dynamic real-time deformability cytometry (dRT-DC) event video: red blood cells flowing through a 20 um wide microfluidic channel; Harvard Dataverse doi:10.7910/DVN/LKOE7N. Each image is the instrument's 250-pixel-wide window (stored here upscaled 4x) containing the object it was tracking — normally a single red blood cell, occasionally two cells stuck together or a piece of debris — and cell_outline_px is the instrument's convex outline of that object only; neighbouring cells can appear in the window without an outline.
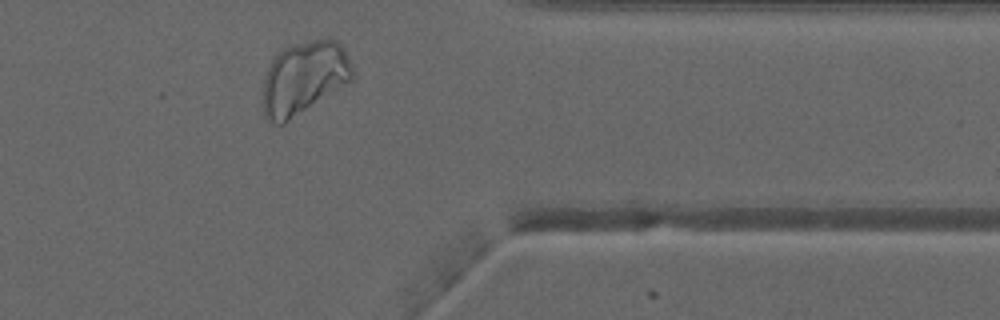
{"species": "common noctule bat (a hibernating species)", "species_latin": "Nyctalus noctula", "temperature_condition": "warm", "stored_images_in_passage": 35, "camera_frame_rate_fps": 3000, "um_per_image_px": 0.085, "animal": {"sex": "male", "forearm_length_mm": 52.5}, "frame": {"image": 1, "passage_image": 26, "time_ms": 8.333, "image_size_px": [1000, 320], "cell_outline_px": [[352, 80], [284, 124], [276, 124], [268, 120], [264, 116], [264, 76], [272, 60], [284, 48], [296, 44], [328, 36], [336, 40], [344, 48], [352, 64]], "centroid_in_image_um": [25.86, 6.6], "position_along_channel_um": 385.5, "area_um2": 37.92}}
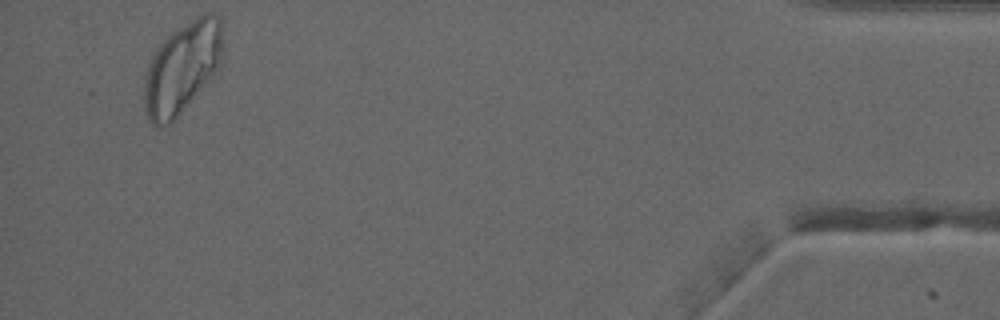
{"frame": {"image": 2, "passage_image": 33, "time_ms": 10.667, "image_size_px": [1000, 320], "cell_outline_px": [[224, 64], [176, 120], [168, 124], [152, 124], [148, 120], [144, 108], [144, 76], [148, 64], [152, 56], [164, 40], [176, 28], [196, 16], [204, 12], [212, 12], [220, 16], [224, 40]], "centroid_in_image_um": [15.56, 5.73], "position_along_channel_um": 419.6, "area_um2": 42.95}}